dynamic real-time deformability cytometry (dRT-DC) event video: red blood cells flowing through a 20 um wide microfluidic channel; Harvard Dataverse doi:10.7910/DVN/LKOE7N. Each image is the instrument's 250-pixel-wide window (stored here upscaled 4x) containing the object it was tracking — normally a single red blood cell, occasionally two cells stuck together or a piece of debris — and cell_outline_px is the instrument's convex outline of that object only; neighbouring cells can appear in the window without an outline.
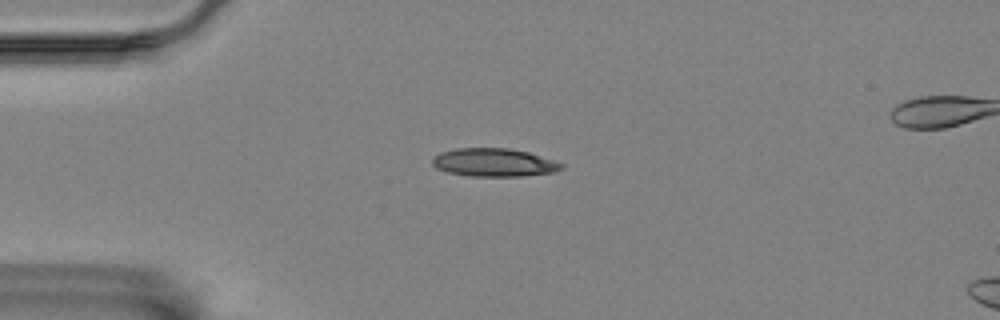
{"species": "Egyptian fruit bat (a non-hibernating species)", "species_latin": "Rousettus aegyptiacus", "temperature_condition": "room temperature", "stored_images_in_passage": 4, "camera_frame_rate_fps": 3000, "um_per_image_px": 0.085, "animal": {"sex": "female"}, "frame": {"image": 1, "passage_image": 1, "time_ms": 0.0, "image_size_px": [1000, 320], "cell_outline_px": [[564, 168], [556, 172], [520, 176], [468, 176], [448, 172], [436, 168], [432, 164], [432, 160], [440, 152], [456, 148], [508, 148], [528, 152], [564, 164]], "centroid_in_image_um": [41.99, 13.81], "position_along_channel_um": 43.0, "area_um2": 21.15}}
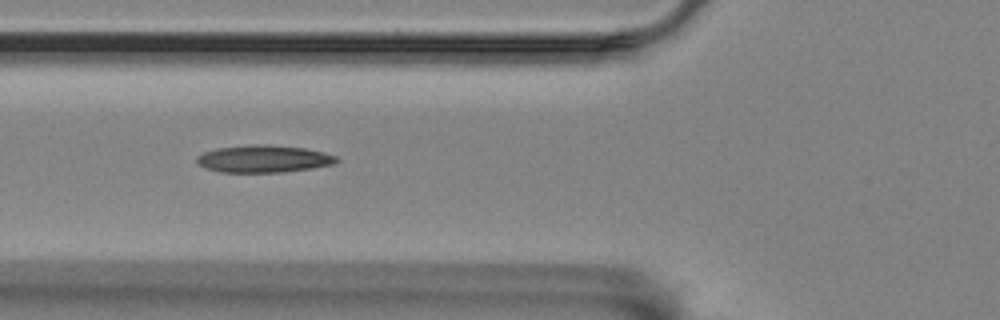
{"frame": {"image": 2, "passage_image": 3, "time_ms": 2.333, "image_size_px": [1000, 320], "cell_outline_px": [[340, 160], [336, 164], [312, 168], [284, 172], [220, 172], [204, 168], [196, 164], [196, 156], [204, 152], [216, 148], [252, 144], [264, 144], [304, 148], [324, 152], [336, 156]], "centroid_in_image_um": [22.39, 13.5], "position_along_channel_um": 103.4, "area_um2": 22.48}}
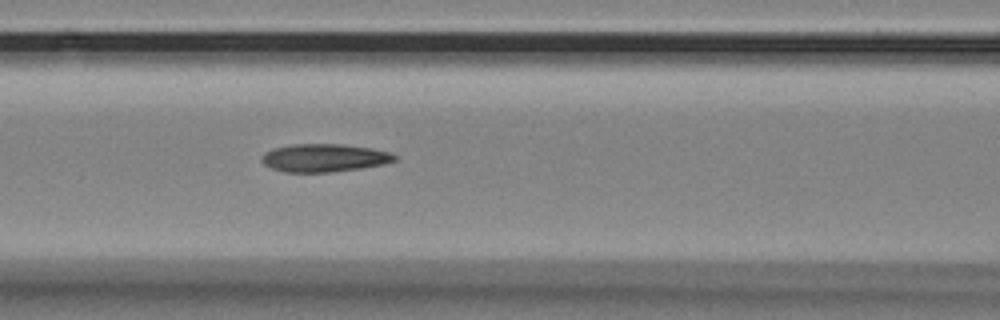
{"frame": {"image": 3, "passage_image": 4, "time_ms": 3.333, "image_size_px": [1000, 320], "cell_outline_px": [[396, 160], [384, 164], [360, 168], [332, 172], [284, 172], [272, 168], [264, 164], [260, 160], [260, 156], [264, 152], [272, 148], [292, 144], [340, 144], [368, 148], [388, 152], [396, 156]], "centroid_in_image_um": [27.48, 13.42], "position_along_channel_um": 139.1, "area_um2": 21.62}}